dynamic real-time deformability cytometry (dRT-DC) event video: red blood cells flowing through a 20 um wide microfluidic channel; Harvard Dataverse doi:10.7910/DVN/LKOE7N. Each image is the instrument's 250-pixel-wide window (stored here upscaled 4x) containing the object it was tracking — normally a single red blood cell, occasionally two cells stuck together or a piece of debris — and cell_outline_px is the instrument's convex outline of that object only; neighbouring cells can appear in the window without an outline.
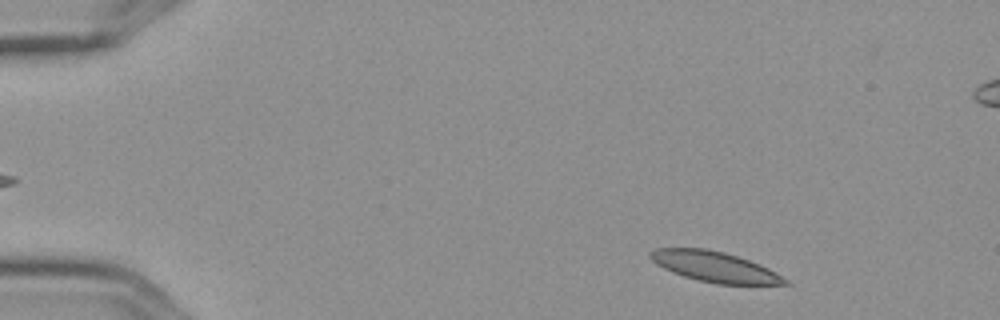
{"species": "Egyptian fruit bat (a non-hibernating species)", "species_latin": "Rousettus aegyptiacus", "temperature_condition": "cold", "stored_images_in_passage": 4, "camera_frame_rate_fps": 3000, "um_per_image_px": 0.085, "frame": {"image": 1, "passage_image": 1, "time_ms": 0.0, "image_size_px": [1000, 320], "cell_outline_px": [[792, 284], [716, 284], [684, 276], [672, 272], [656, 264], [648, 256], [648, 252], [656, 248], [708, 248], [724, 252], [760, 264], [776, 272], [788, 280]], "centroid_in_image_um": [60.73, 22.66], "position_along_channel_um": 24.3, "area_um2": 23.76}}